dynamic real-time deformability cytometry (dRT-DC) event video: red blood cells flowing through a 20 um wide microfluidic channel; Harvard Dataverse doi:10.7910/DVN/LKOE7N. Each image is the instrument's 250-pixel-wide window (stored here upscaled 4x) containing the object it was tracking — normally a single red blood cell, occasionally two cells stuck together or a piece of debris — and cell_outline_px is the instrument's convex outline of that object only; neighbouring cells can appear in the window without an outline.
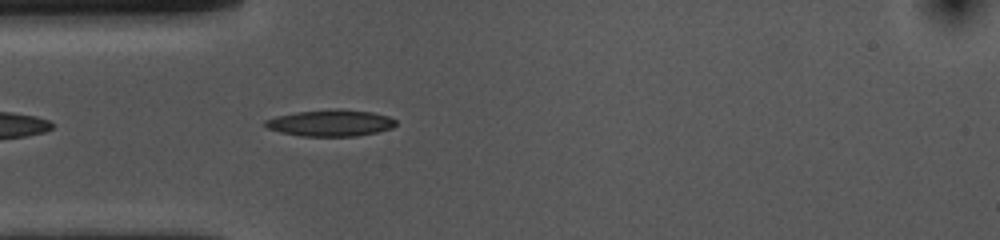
{"species": "common noctule bat (a hibernating species)", "species_latin": "Nyctalus noctula", "temperature_condition": "cold", "stored_images_in_passage": 40, "camera_frame_rate_fps": 3000, "um_per_image_px": 0.085, "animal": {"sex": "female", "body_mass_g": 10.0, "forearm_length_mm": 53.1}, "frame": {"image": 1, "passage_image": 1, "time_ms": 0.0, "image_size_px": [1000, 240], "cell_outline_px": [[396, 124], [392, 128], [376, 132], [356, 136], [300, 136], [280, 132], [268, 128], [264, 124], [264, 120], [276, 116], [296, 112], [336, 108], [372, 112], [388, 116], [396, 120]], "centroid_in_image_um": [28.09, 10.45], "position_along_channel_um": 56.9, "area_um2": 20.23}}
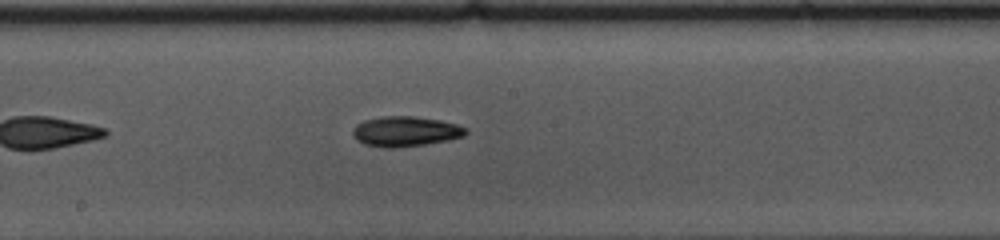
{"frame": {"image": 2, "passage_image": 14, "time_ms": 4.333, "image_size_px": [1000, 240], "cell_outline_px": [[468, 132], [464, 136], [448, 140], [424, 144], [392, 148], [388, 148], [364, 144], [356, 140], [352, 132], [352, 128], [356, 124], [364, 120], [384, 116], [416, 116], [440, 120], [456, 124], [468, 128]], "centroid_in_image_um": [34.46, 11.16], "position_along_channel_um": 213.7, "area_um2": 19.88}}
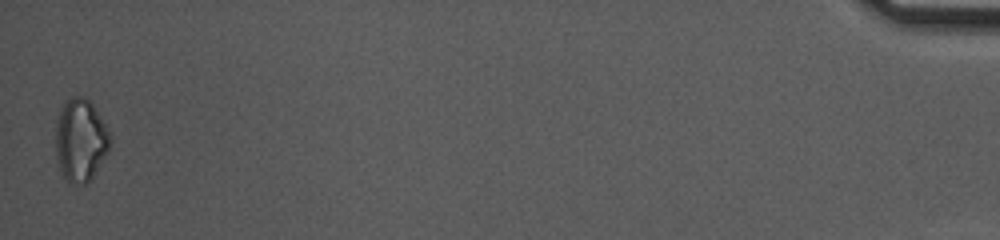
{"frame": {"image": 3, "passage_image": 40, "time_ms": 13.0, "image_size_px": [1000, 240], "cell_outline_px": [[112, 140], [108, 152], [92, 176], [84, 184], [68, 184], [60, 172], [56, 164], [56, 120], [64, 104], [72, 96], [84, 96], [92, 104], [100, 116], [112, 136]], "centroid_in_image_um": [6.83, 11.94], "position_along_channel_um": 428.4, "area_um2": 26.36}, "authors_computed_cell_mechanics": {"area_um2": 19.1029, "velocity_mm_per_s": 3.6316, "shape_relaxation_time_tau1_ms": 5.448, "shape_relaxation_time_tau2_ms": null, "deformation_change_tau1": 0.1359, "deformation_change_tau2": null}}